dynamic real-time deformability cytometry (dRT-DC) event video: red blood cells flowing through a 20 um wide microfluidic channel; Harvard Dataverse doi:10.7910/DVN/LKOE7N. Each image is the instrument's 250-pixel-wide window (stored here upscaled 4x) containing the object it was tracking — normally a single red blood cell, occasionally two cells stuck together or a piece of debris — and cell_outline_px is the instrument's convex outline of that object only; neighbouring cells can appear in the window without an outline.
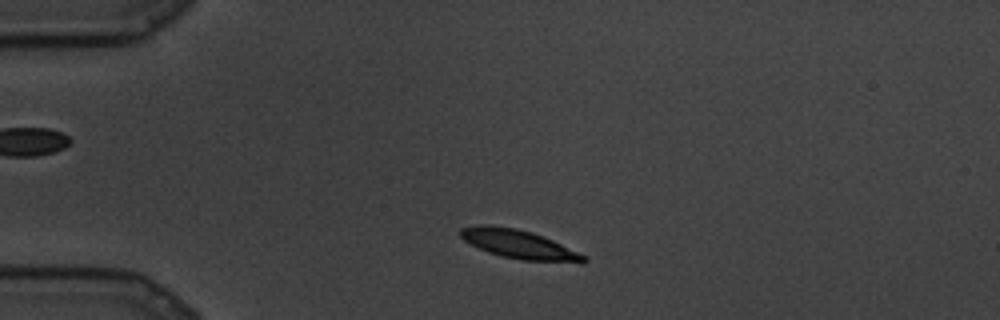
{"species": "common noctule bat (a hibernating species)", "species_latin": "Nyctalus noctula", "temperature_condition": "cold", "stored_images_in_passage": 71, "camera_frame_rate_fps": 3000, "um_per_image_px": 0.085, "animal": {"sex": "male", "body_mass_g": 19.5, "forearm_length_mm": 54.6}, "frame": {"image": 1, "passage_image": 4, "time_ms": 1.0, "image_size_px": [1000, 320], "cell_outline_px": [[588, 260], [584, 264], [580, 264], [524, 260], [504, 256], [488, 252], [464, 240], [460, 236], [460, 228], [476, 224], [492, 224], [516, 228], [532, 232], [544, 236], [588, 256]], "centroid_in_image_um": [44.19, 20.77], "position_along_channel_um": 40.8, "area_um2": 21.1}}
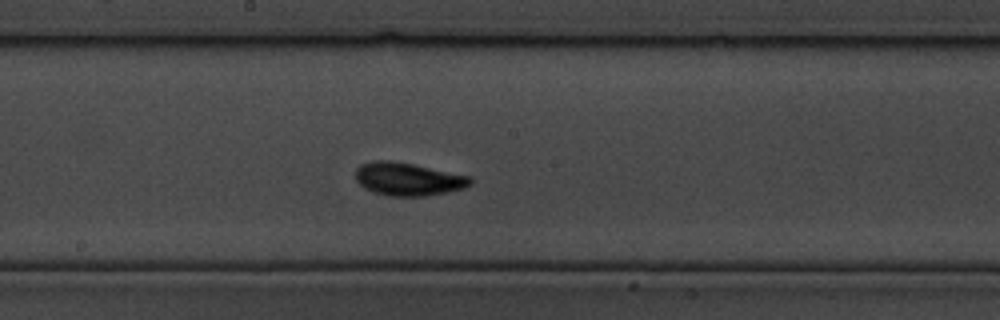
{"frame": {"image": 2, "passage_image": 31, "time_ms": 10.0, "image_size_px": [1000, 320], "cell_outline_px": [[472, 184], [464, 188], [448, 192], [424, 196], [388, 196], [364, 188], [356, 180], [356, 168], [360, 164], [372, 160], [392, 160], [472, 176]], "centroid_in_image_um": [34.69, 15.21], "position_along_channel_um": 213.5, "area_um2": 22.2}}
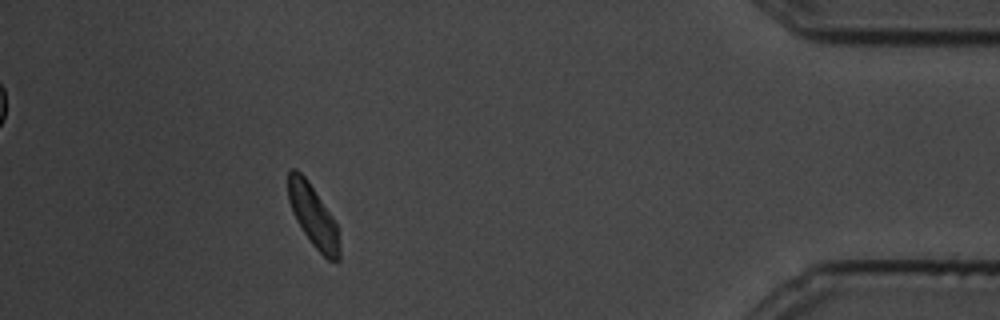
{"frame": {"image": 3, "passage_image": 63, "time_ms": 20.667, "image_size_px": [1000, 320], "cell_outline_px": [[340, 260], [328, 260], [312, 244], [296, 220], [292, 212], [288, 200], [288, 172], [292, 168], [296, 168], [308, 180], [332, 216], [336, 224], [340, 248]], "centroid_in_image_um": [26.6, 18.33], "position_along_channel_um": 408.6, "area_um2": 18.32}}